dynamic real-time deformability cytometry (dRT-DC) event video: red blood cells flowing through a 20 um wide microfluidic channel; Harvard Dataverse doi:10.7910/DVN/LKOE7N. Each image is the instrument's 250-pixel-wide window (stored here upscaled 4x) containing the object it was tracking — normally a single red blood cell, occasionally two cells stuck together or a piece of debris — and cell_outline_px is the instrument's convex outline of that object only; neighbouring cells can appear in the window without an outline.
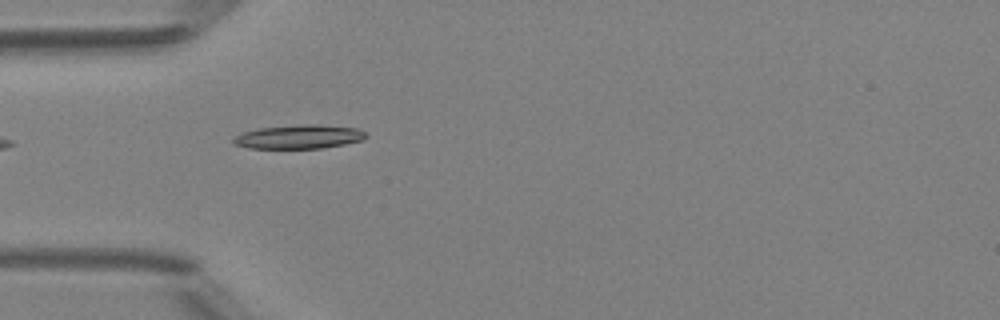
{"species": "Egyptian fruit bat (a non-hibernating species)", "species_latin": "Rousettus aegyptiacus", "temperature_condition": "room temperature", "stored_images_in_passage": 35, "camera_frame_rate_fps": 3000, "um_per_image_px": 0.085, "animal": {"sex": "female"}, "frame": {"image": 1, "passage_image": 1, "time_ms": 0.0, "image_size_px": [1000, 320], "cell_outline_px": [[368, 136], [360, 140], [344, 144], [320, 148], [248, 148], [232, 144], [232, 136], [244, 132], [260, 128], [300, 124], [316, 124], [356, 128], [364, 132]], "centroid_in_image_um": [25.35, 11.62], "position_along_channel_um": 59.7, "area_um2": 18.38}}
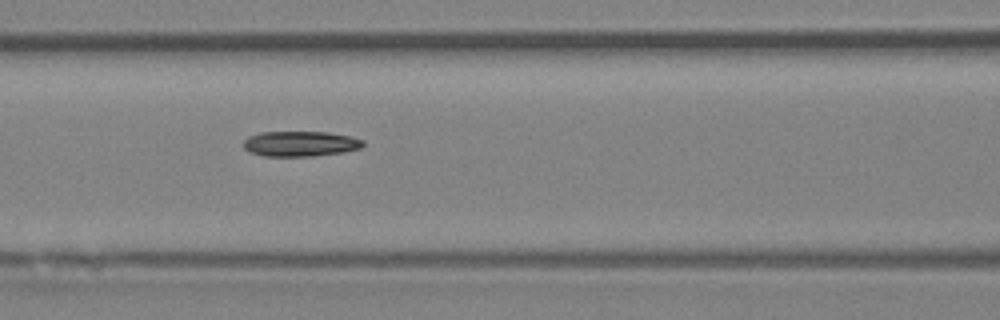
{"frame": {"image": 2, "passage_image": 7, "time_ms": 2.0, "image_size_px": [1000, 320], "cell_outline_px": [[364, 144], [360, 148], [344, 152], [312, 156], [264, 156], [248, 152], [244, 148], [244, 140], [248, 136], [260, 132], [328, 132], [348, 136], [364, 140]], "centroid_in_image_um": [25.5, 12.22], "position_along_channel_um": 141.1, "area_um2": 17.63}}
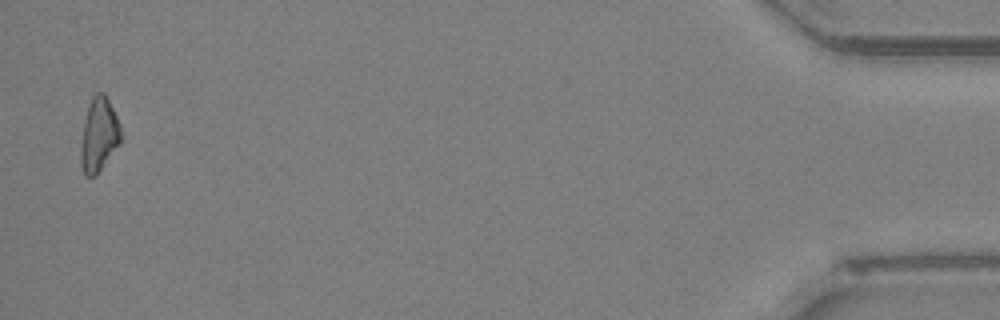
{"frame": {"image": 3, "passage_image": 34, "time_ms": 11.0, "image_size_px": [1000, 320], "cell_outline_px": [[120, 140], [96, 176], [84, 176], [80, 164], [80, 148], [84, 124], [88, 108], [92, 96], [96, 92], [104, 92], [120, 124]], "centroid_in_image_um": [8.37, 11.47], "position_along_channel_um": 426.8, "area_um2": 16.82}, "authors_computed_cell_mechanics": {"area_um2": 17.2822, "velocity_mm_per_s": 4.2055, "shape_relaxation_time_tau1_ms": 5.4132, "shape_relaxation_time_tau2_ms": 9.7528, "deformation_change_tau1": 0.2047, "deformation_change_tau2": 0.2054}}